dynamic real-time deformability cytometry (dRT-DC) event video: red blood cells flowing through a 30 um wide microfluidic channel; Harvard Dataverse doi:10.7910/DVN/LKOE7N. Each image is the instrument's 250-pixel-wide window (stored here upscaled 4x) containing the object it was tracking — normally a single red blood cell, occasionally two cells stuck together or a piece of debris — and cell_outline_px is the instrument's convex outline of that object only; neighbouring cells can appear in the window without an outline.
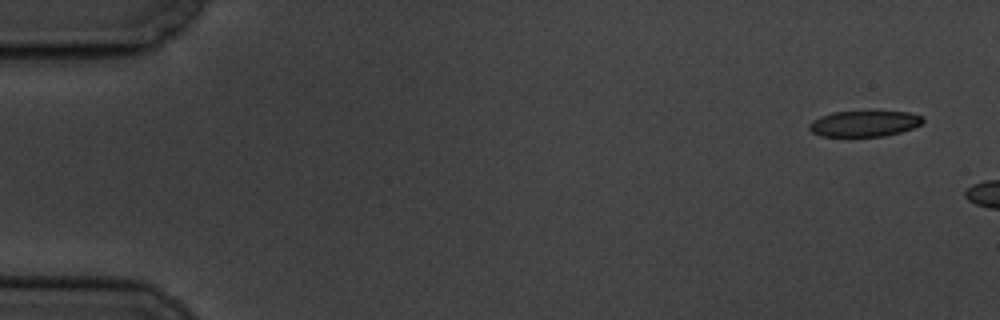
{"species": "common noctule bat (a hibernating species)", "species_latin": "Nyctalus noctula", "temperature_condition": "cold", "stored_images_in_passage": 3, "camera_frame_rate_fps": 3000, "um_per_image_px": 0.085, "animal": {"sex": "male", "body_mass_g": 19.5, "forearm_length_mm": 54.6}, "frame": {"image": 1, "passage_image": 1, "time_ms": 0.0, "image_size_px": [1000, 320], "cell_outline_px": [[924, 120], [920, 124], [912, 128], [900, 132], [884, 136], [820, 136], [812, 132], [808, 128], [808, 124], [812, 120], [820, 116], [832, 112], [876, 108], [908, 112], [924, 116]], "centroid_in_image_um": [73.48, 10.44], "position_along_channel_um": 11.5, "area_um2": 18.15}}